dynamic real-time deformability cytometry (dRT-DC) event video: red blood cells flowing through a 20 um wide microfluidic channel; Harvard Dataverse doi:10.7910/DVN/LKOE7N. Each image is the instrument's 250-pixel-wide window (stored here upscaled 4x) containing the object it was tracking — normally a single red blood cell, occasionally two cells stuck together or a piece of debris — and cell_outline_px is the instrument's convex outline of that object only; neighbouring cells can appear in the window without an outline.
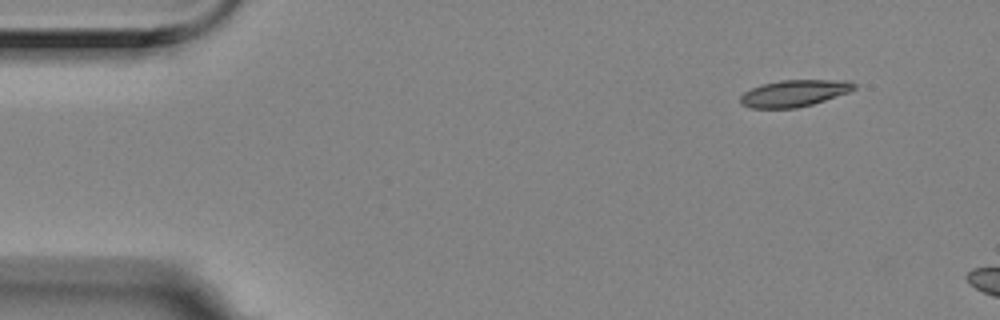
{"species": "Egyptian fruit bat (a non-hibernating species)", "species_latin": "Rousettus aegyptiacus", "temperature_condition": "room temperature", "stored_images_in_passage": 3, "camera_frame_rate_fps": 3000, "um_per_image_px": 0.085, "animal": {"sex": "female"}, "frame": {"image": 1, "passage_image": 1, "time_ms": 0.0, "image_size_px": [1000, 320], "cell_outline_px": [[856, 88], [848, 92], [812, 104], [796, 108], [752, 108], [740, 104], [740, 96], [744, 92], [760, 84], [780, 80], [848, 80], [856, 84]], "centroid_in_image_um": [67.48, 7.92], "position_along_channel_um": 17.5, "area_um2": 17.69}}